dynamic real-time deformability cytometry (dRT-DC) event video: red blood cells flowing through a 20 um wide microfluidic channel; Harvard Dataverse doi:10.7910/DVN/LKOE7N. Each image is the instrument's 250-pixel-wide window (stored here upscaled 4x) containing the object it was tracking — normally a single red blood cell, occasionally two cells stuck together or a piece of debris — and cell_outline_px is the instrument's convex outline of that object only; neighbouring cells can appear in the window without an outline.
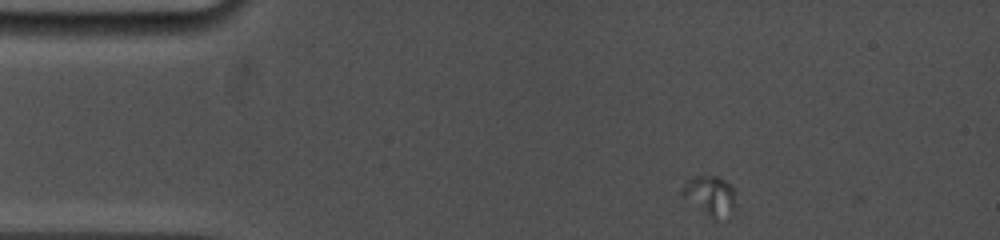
{"species": "common noctule bat (a hibernating species)", "species_latin": "Nyctalus noctula", "temperature_condition": "cold", "stored_images_in_passage": 18, "camera_frame_rate_fps": 5000, "um_per_image_px": 0.085, "animal": {"sex": "female", "body_mass_g": 19.0, "forearm_length_mm": 53.3}, "frame": {"image": 1, "passage_image": 1, "time_ms": 0.0, "image_size_px": [1000, 240], "cell_outline_px": [[736, 208], [728, 220], [712, 220], [684, 196], [680, 192], [680, 188], [688, 180], [696, 176], [716, 176], [724, 180], [736, 188]], "centroid_in_image_um": [60.46, 16.69], "position_along_channel_um": 24.5, "area_um2": 12.89}}